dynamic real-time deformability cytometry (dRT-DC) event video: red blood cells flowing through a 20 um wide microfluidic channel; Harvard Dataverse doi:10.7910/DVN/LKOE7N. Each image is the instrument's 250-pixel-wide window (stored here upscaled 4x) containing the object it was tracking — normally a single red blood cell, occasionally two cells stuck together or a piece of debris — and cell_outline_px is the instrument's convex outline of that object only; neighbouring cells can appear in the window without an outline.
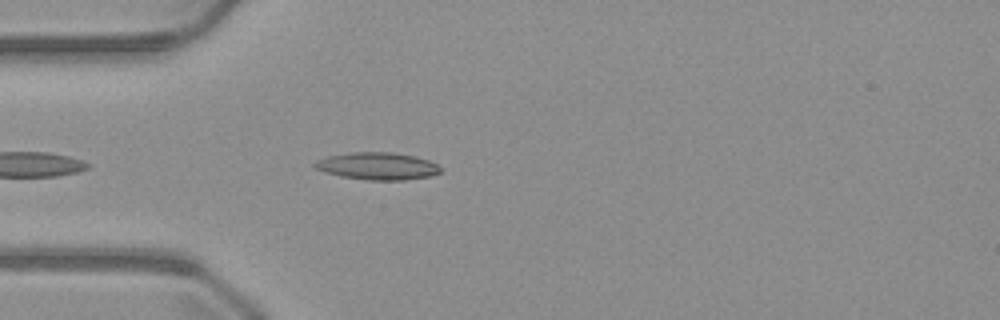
{"species": "common noctule bat (a hibernating species)", "species_latin": "Nyctalus noctula", "temperature_condition": "warm", "stored_images_in_passage": 9, "camera_frame_rate_fps": 3000, "um_per_image_px": 0.085, "animal": {"sex": "male", "body_mass_g": 23.1, "forearm_length_mm": 52.7}, "frame": {"image": 1, "passage_image": 4, "time_ms": 1.0, "image_size_px": [1000, 320], "cell_outline_px": [[440, 172], [428, 176], [404, 180], [368, 180], [340, 176], [324, 172], [316, 168], [312, 164], [316, 160], [328, 156], [348, 152], [392, 152], [416, 156], [428, 160], [436, 164], [440, 168]], "centroid_in_image_um": [32.04, 14.11], "position_along_channel_um": 53.0, "area_um2": 20.0}}
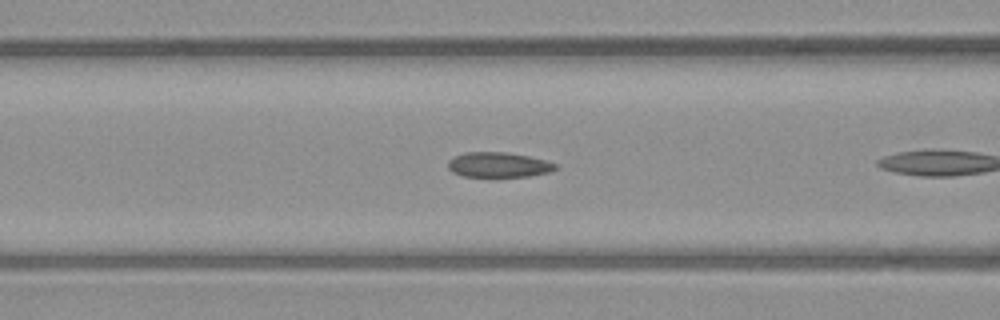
{"frame": {"image": 2, "passage_image": 7, "time_ms": 2.0, "image_size_px": [1000, 320], "cell_outline_px": [[560, 168], [552, 172], [528, 176], [460, 176], [452, 172], [448, 168], [448, 160], [464, 152], [508, 152], [528, 156], [544, 160], [556, 164]], "centroid_in_image_um": [42.39, 14.01], "position_along_channel_um": 124.2, "area_um2": 15.72}}